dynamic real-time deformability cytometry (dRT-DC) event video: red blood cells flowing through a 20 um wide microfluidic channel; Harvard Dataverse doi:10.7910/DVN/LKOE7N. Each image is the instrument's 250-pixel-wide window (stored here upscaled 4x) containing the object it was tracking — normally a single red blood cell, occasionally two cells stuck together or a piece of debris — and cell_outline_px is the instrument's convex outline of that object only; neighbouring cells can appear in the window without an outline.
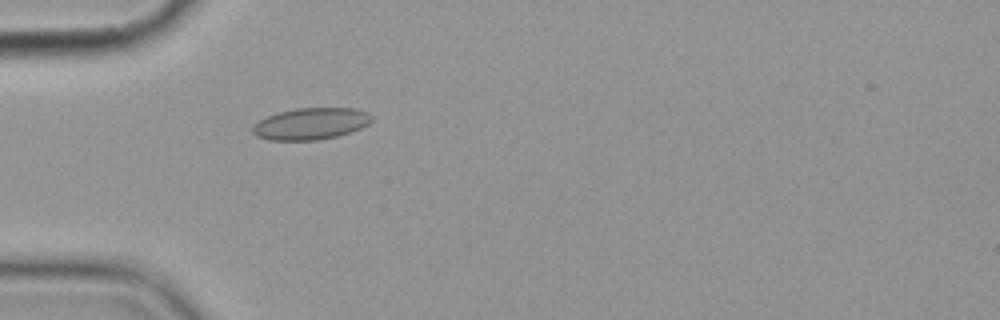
{"species": "common noctule bat (a hibernating species)", "species_latin": "Nyctalus noctula", "temperature_condition": "cold", "stored_images_in_passage": 2, "camera_frame_rate_fps": 3000, "um_per_image_px": 0.085, "animal": {"sex": "female", "body_mass_g": 19.9}, "frame": {"image": 1, "passage_image": 2, "time_ms": 1.0, "image_size_px": [1000, 320], "cell_outline_px": [[372, 120], [368, 124], [360, 128], [336, 136], [316, 140], [268, 140], [256, 136], [252, 132], [252, 124], [268, 116], [280, 112], [296, 108], [356, 108], [368, 112], [372, 116]], "centroid_in_image_um": [26.4, 10.51], "position_along_channel_um": 58.6, "area_um2": 21.91}}